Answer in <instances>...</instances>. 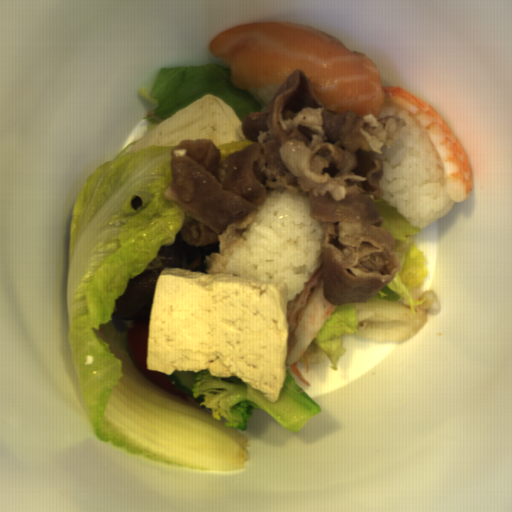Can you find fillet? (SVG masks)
<instances>
[{"mask_svg":"<svg viewBox=\"0 0 512 512\" xmlns=\"http://www.w3.org/2000/svg\"><path fill=\"white\" fill-rule=\"evenodd\" d=\"M208 50L226 62L234 87L285 82L296 69L317 99L333 112L372 113L384 108V88L373 63L342 41L288 22L239 25L220 31Z\"/></svg>","mask_w":512,"mask_h":512,"instance_id":"1","label":"fillet"}]
</instances>
